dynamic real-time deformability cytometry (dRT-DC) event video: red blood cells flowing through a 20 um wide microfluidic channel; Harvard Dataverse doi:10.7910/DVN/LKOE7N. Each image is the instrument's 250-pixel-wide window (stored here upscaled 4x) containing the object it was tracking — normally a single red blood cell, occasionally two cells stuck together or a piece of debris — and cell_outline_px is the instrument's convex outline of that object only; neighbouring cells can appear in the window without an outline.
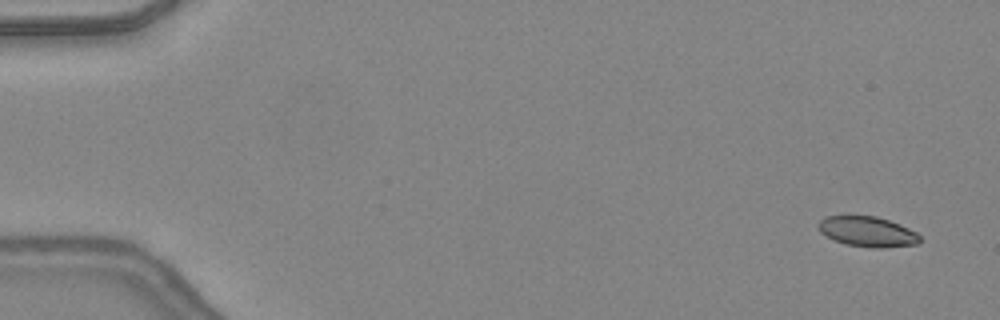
{"species": "common noctule bat (a hibernating species)", "species_latin": "Nyctalus noctula", "temperature_condition": "warm", "stored_images_in_passage": 48, "camera_frame_rate_fps": 3000, "um_per_image_px": 0.085, "animal": {"sex": "female", "body_mass_g": 24.6, "forearm_length_mm": 56.2}, "frame": {"image": 1, "passage_image": 3, "time_ms": 0.667, "image_size_px": [1000, 320], "cell_outline_px": [[920, 244], [880, 248], [876, 248], [844, 244], [820, 232], [816, 224], [824, 216], [876, 216], [900, 224], [916, 232], [920, 236]], "centroid_in_image_um": [73.74, 19.69], "position_along_channel_um": 11.3, "area_um2": 17.86}}
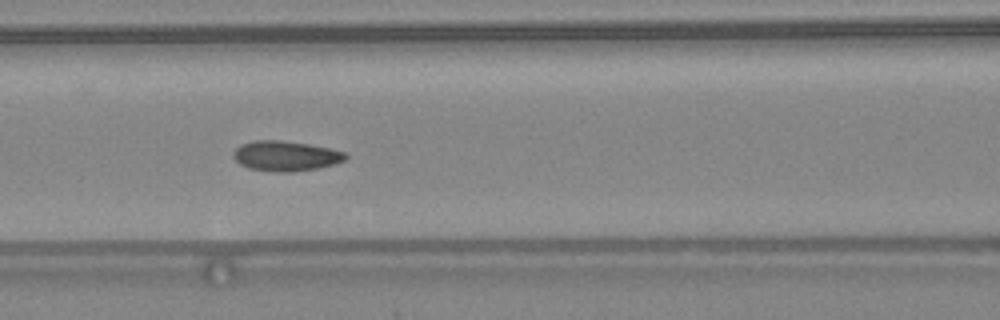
{"frame": {"image": 2, "passage_image": 22, "time_ms": 7.0, "image_size_px": [1000, 320], "cell_outline_px": [[348, 156], [344, 160], [332, 164], [316, 168], [292, 172], [276, 172], [248, 168], [240, 164], [232, 156], [232, 152], [240, 144], [256, 140], [280, 140], [308, 144], [328, 148], [344, 152]], "centroid_in_image_um": [24.23, 13.25], "position_along_channel_um": 142.4, "area_um2": 19.54}}
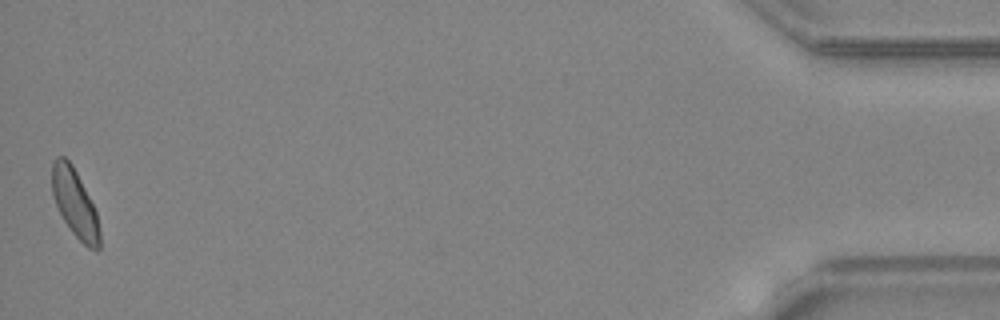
{"frame": {"image": 3, "passage_image": 48, "time_ms": 15.667, "image_size_px": [1000, 320], "cell_outline_px": [[100, 248], [96, 252], [88, 248], [72, 232], [64, 220], [52, 196], [52, 164], [56, 156], [64, 156], [72, 164], [96, 212], [100, 232]], "centroid_in_image_um": [6.36, 17.3], "position_along_channel_um": 428.8, "area_um2": 18.61}, "authors_computed_cell_mechanics": {"area_um2": 18.9295, "velocity_mm_per_s": 4.3825, "shape_relaxation_time_tau1_ms": 4.9317, "shape_relaxation_time_tau2_ms": 2.4036, "deformation_change_tau1": 0.1256, "deformation_change_tau2": 0.0615}}